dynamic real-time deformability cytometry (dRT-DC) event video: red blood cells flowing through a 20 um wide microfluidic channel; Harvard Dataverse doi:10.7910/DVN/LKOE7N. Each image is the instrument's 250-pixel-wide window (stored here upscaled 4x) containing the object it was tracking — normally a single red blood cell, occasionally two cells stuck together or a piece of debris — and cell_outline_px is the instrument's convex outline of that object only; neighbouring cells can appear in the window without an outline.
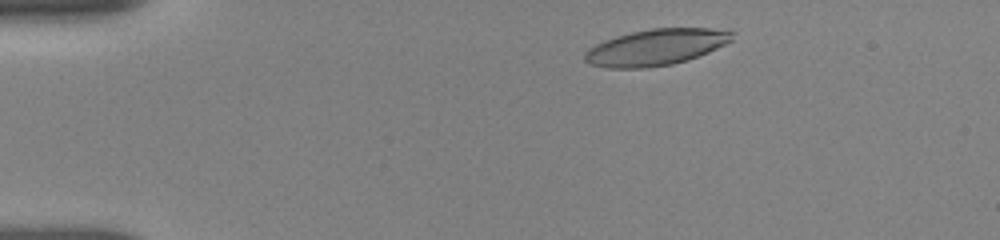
{"species": "human", "species_latin": "Homo sapiens", "temperature_condition": "room temperature", "stored_images_in_passage": 61, "camera_frame_rate_fps": 3000, "um_per_image_px": 0.085, "donor": {"sex": "female"}, "frame": {"image": 1, "passage_image": 7, "time_ms": 1.333, "image_size_px": [1000, 240], "cell_outline_px": [[736, 32], [732, 40], [708, 52], [688, 60], [672, 64], [644, 68], [604, 68], [588, 64], [584, 60], [584, 52], [588, 48], [604, 40], [616, 36], [632, 32], [652, 28], [712, 28]], "centroid_in_image_um": [55.72, 4.02], "position_along_channel_um": 29.3, "area_um2": 31.27}}
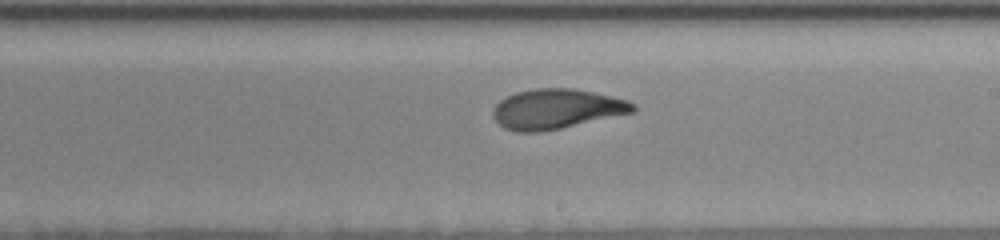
{"frame": {"image": 2, "passage_image": 38, "time_ms": 8.667, "image_size_px": [1000, 240], "cell_outline_px": [[636, 108], [632, 112], [560, 128], [536, 132], [516, 132], [504, 128], [492, 116], [492, 108], [500, 100], [516, 92], [536, 88], [572, 88], [592, 92], [628, 100], [636, 104]], "centroid_in_image_um": [47.26, 9.25], "position_along_channel_um": 241.7, "area_um2": 32.19}}
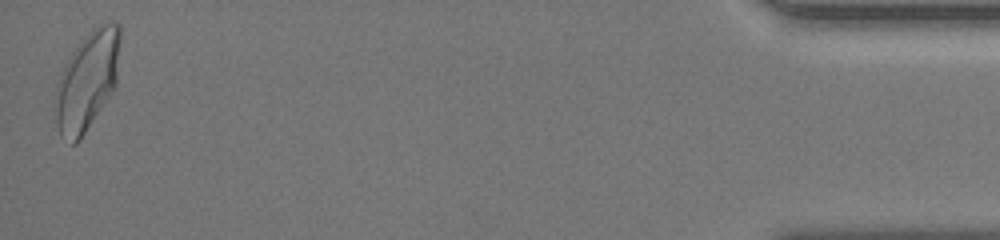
{"frame": {"image": 3, "passage_image": 61, "time_ms": 15.667, "image_size_px": [1000, 240], "cell_outline_px": [[120, 40], [116, 84], [112, 92], [76, 144], [72, 144], [60, 136], [56, 124], [56, 84], [72, 52], [84, 36], [92, 28], [108, 20], [120, 24]], "centroid_in_image_um": [7.43, 6.83], "position_along_channel_um": 427.8, "area_um2": 36.88}, "authors_computed_cell_mechanics": {"area_um2": 32.2524, "velocity_mm_per_s": 3.8217, "shape_relaxation_time_tau1_ms": 5.3705, "shape_relaxation_time_tau2_ms": 1.4923, "deformation_change_tau1": 0.2161, "deformation_change_tau2": 0.0827}}